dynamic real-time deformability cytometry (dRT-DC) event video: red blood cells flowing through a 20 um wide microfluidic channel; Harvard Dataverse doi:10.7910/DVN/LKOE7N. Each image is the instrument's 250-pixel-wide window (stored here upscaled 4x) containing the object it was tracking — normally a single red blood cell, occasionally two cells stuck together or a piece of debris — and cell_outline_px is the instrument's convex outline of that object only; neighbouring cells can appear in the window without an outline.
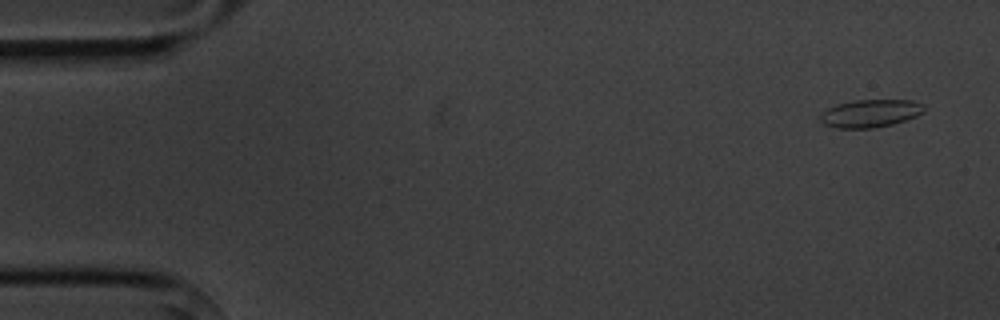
{"species": "common noctule bat (a hibernating species)", "species_latin": "Nyctalus noctula", "temperature_condition": "cold", "stored_images_in_passage": 6, "camera_frame_rate_fps": 3000, "um_per_image_px": 0.085, "animal": {"sex": "male", "body_mass_g": 20.1, "forearm_length_mm": 53.5}, "frame": {"image": 1, "passage_image": 1, "time_ms": 0.0, "image_size_px": [1000, 320], "cell_outline_px": [[924, 112], [916, 116], [892, 124], [872, 128], [836, 128], [824, 124], [820, 120], [820, 116], [828, 108], [836, 104], [856, 100], [912, 100], [924, 104]], "centroid_in_image_um": [73.99, 9.63], "position_along_channel_um": 11.0, "area_um2": 16.7}}
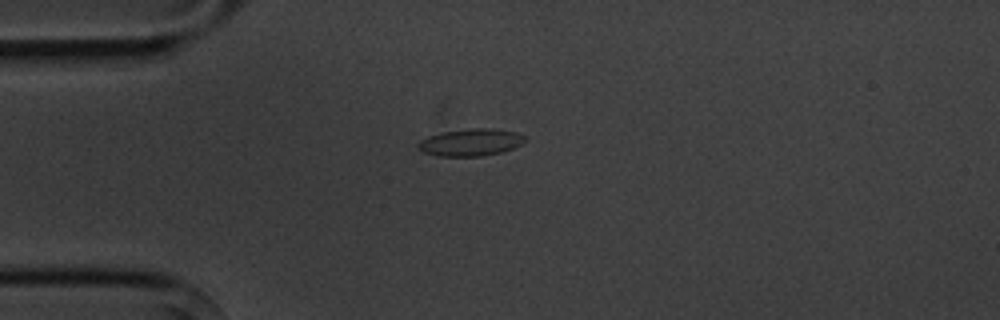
{"frame": {"image": 2, "passage_image": 4, "time_ms": 3.667, "image_size_px": [1000, 320], "cell_outline_px": [[524, 140], [520, 144], [512, 148], [500, 152], [480, 156], [436, 156], [424, 152], [416, 148], [416, 144], [420, 140], [428, 136], [444, 132], [468, 128], [492, 128], [516, 132], [524, 136]], "centroid_in_image_um": [39.94, 12.09], "position_along_channel_um": 45.1, "area_um2": 16.82}}
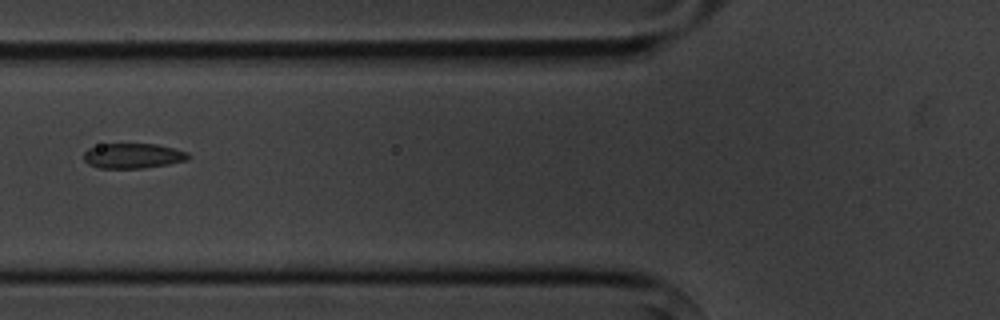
{"frame": {"image": 3, "passage_image": 6, "time_ms": 6.0, "image_size_px": [1000, 320], "cell_outline_px": [[188, 160], [168, 164], [144, 168], [96, 168], [88, 164], [84, 160], [84, 152], [88, 148], [100, 144], [156, 144], [188, 152]], "centroid_in_image_um": [11.26, 13.25], "position_along_channel_um": 114.5, "area_um2": 15.26}}